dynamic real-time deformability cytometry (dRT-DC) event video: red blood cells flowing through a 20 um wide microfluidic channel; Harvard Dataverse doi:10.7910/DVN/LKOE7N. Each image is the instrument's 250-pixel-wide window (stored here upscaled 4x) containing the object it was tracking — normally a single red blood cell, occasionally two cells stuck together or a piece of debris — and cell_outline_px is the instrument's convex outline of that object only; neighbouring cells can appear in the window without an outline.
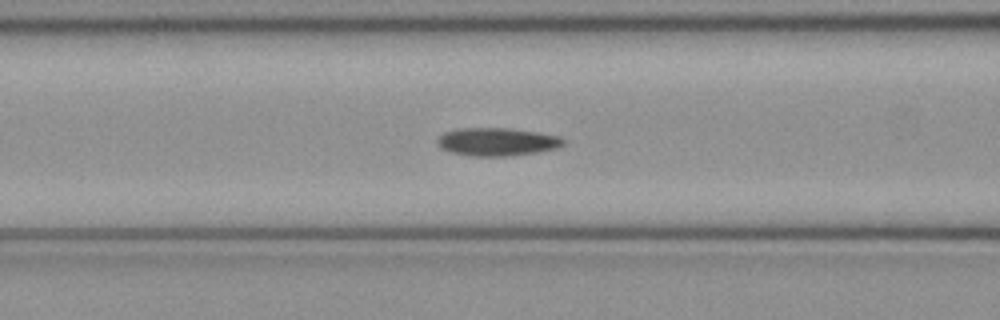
{"species": "common noctule bat (a hibernating species)", "species_latin": "Nyctalus noctula", "temperature_condition": "cold", "stored_images_in_passage": 50, "camera_frame_rate_fps": 3000, "um_per_image_px": 0.085, "animal": {"sex": "female", "body_mass_g": 21.9}, "frame": {"image": 1, "passage_image": 20, "time_ms": 6.333, "image_size_px": [1000, 320], "cell_outline_px": [[564, 144], [556, 148], [536, 152], [504, 156], [472, 156], [452, 152], [440, 148], [436, 140], [444, 132], [456, 128], [512, 128], [560, 136], [564, 140]], "centroid_in_image_um": [42.22, 12.04], "position_along_channel_um": 124.4, "area_um2": 20.52}}
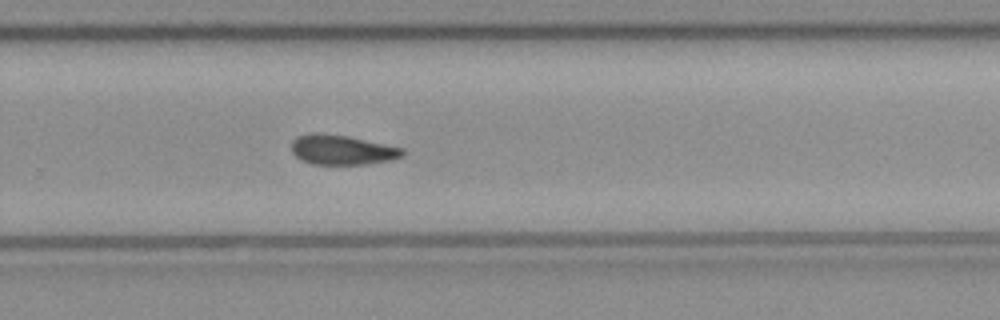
{"frame": {"image": 2, "passage_image": 33, "time_ms": 10.667, "image_size_px": [1000, 320], "cell_outline_px": [[404, 156], [392, 160], [364, 164], [312, 164], [300, 160], [292, 152], [292, 140], [296, 136], [312, 132], [320, 132], [348, 136], [404, 148]], "centroid_in_image_um": [29.05, 12.72], "position_along_channel_um": 300.7, "area_um2": 19.48}}
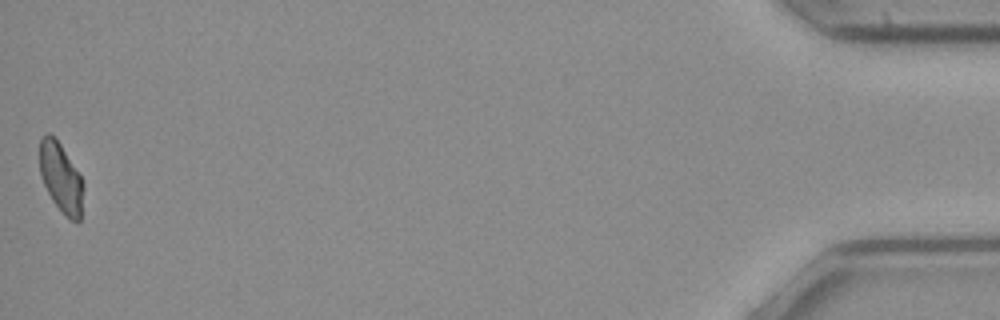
{"frame": {"image": 3, "passage_image": 50, "time_ms": 16.333, "image_size_px": [1000, 320], "cell_outline_px": [[84, 188], [80, 220], [76, 224], [52, 200], [44, 184], [40, 172], [40, 136], [48, 132], [60, 144], [80, 176], [84, 184]], "centroid_in_image_um": [5.18, 15.1], "position_along_channel_um": 430.0, "area_um2": 17.28}, "authors_computed_cell_mechanics": {"area_um2": 19.652, "velocity_mm_per_s": 4.0691, "shape_relaxation_time_tau1_ms": 7.8787, "shape_relaxation_time_tau2_ms": 7.2236, "deformation_change_tau1": 0.1549, "deformation_change_tau2": 0.1277}}